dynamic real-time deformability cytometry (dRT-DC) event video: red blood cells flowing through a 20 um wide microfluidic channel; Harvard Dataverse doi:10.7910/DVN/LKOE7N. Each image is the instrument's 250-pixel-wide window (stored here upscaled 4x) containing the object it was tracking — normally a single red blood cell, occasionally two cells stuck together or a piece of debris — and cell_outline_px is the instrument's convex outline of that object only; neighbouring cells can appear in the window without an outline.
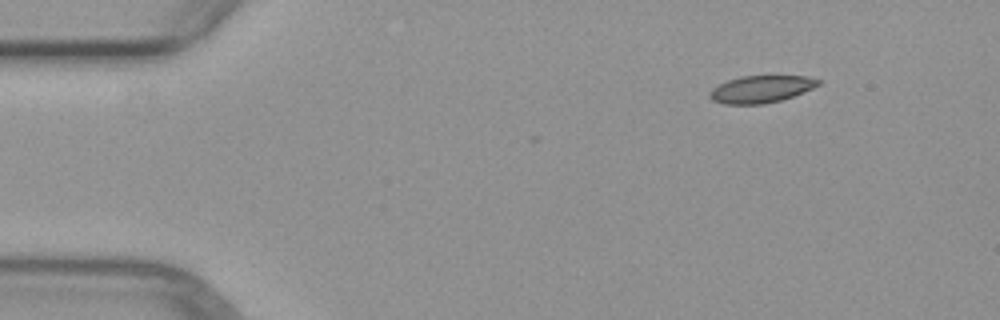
{"species": "common noctule bat (a hibernating species)", "species_latin": "Nyctalus noctula", "temperature_condition": "warm", "stored_images_in_passage": 3, "segment_of_instrument_passage": [2, 2], "camera_frame_rate_fps": 3000, "um_per_image_px": 0.085, "animal": {"sex": "female", "body_mass_g": 29.2, "forearm_length_mm": 56.3}, "frame": {"image": 1, "passage_image": 3, "time_ms": 2.333, "image_size_px": [1000, 320], "cell_outline_px": [[820, 84], [812, 88], [792, 96], [780, 100], [764, 104], [724, 104], [712, 100], [708, 96], [708, 92], [712, 88], [728, 80], [740, 76], [808, 76], [820, 80]], "centroid_in_image_um": [64.65, 7.57], "position_along_channel_um": 20.3, "area_um2": 17.11}}